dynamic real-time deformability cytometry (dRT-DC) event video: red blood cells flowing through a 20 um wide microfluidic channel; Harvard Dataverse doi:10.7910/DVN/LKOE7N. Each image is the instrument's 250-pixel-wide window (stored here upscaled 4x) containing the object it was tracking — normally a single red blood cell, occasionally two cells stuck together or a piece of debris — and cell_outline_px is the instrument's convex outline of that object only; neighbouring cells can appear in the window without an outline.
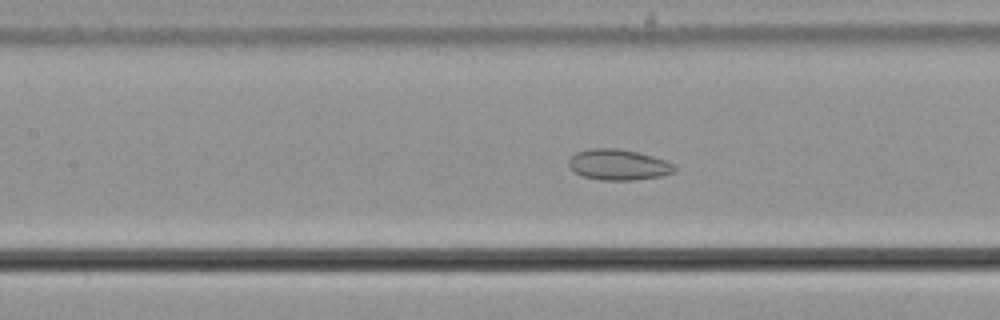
{"species": "common noctule bat (a hibernating species)", "species_latin": "Nyctalus noctula", "temperature_condition": "cold", "stored_images_in_passage": 57, "camera_frame_rate_fps": 3000, "um_per_image_px": 0.085, "animal": {"sex": "male", "body_mass_g": 21.5, "forearm_length_mm": 52.0}, "frame": {"image": 1, "passage_image": 26, "time_ms": 8.333, "image_size_px": [1000, 320], "cell_outline_px": [[676, 172], [660, 176], [632, 180], [600, 180], [584, 176], [572, 172], [568, 168], [568, 160], [576, 152], [588, 148], [616, 148], [636, 152], [652, 156], [664, 160], [672, 164], [676, 168]], "centroid_in_image_um": [52.51, 14.0], "position_along_channel_um": 154.9, "area_um2": 19.02}}
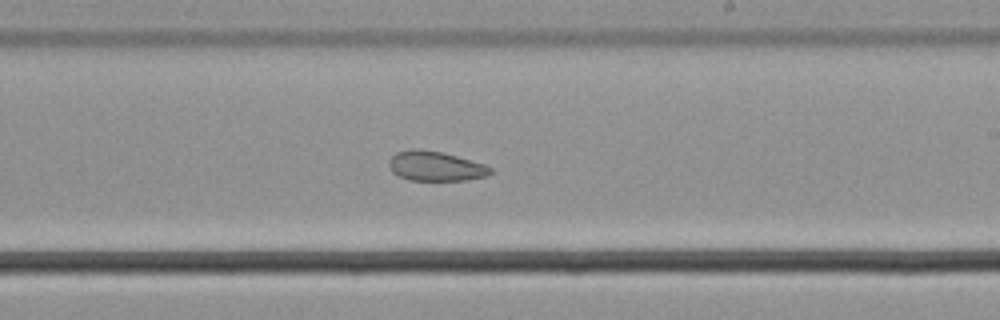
{"frame": {"image": 2, "passage_image": 34, "time_ms": 11.0, "image_size_px": [1000, 320], "cell_outline_px": [[492, 172], [488, 176], [468, 180], [408, 180], [392, 172], [388, 164], [388, 160], [396, 152], [412, 148], [416, 148], [440, 152], [456, 156], [484, 164], [492, 168]], "centroid_in_image_um": [37.0, 14.12], "position_along_channel_um": 252.0, "area_um2": 17.57}}
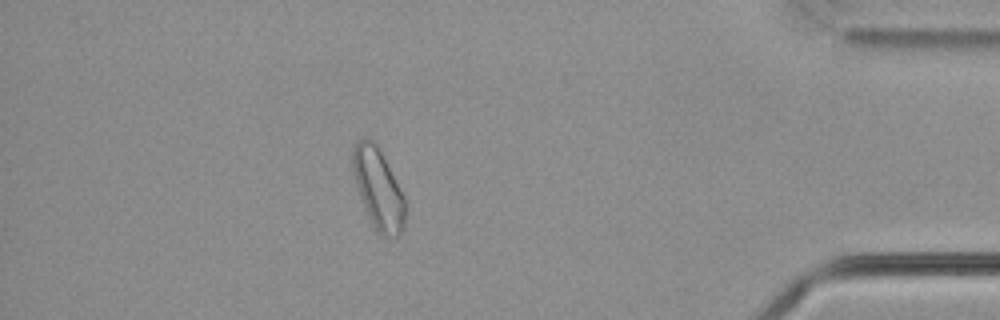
{"frame": {"image": 3, "passage_image": 50, "time_ms": 16.333, "image_size_px": [1000, 320], "cell_outline_px": [[408, 204], [404, 228], [400, 236], [384, 236], [376, 232], [372, 228], [360, 196], [352, 172], [352, 148], [356, 140], [372, 140], [376, 144], [400, 188]], "centroid_in_image_um": [32.17, 16.12], "position_along_channel_um": 403.0, "area_um2": 24.85}, "authors_computed_cell_mechanics": {"area_um2": 23.1778, "velocity_mm_per_s": 3.6541, "shape_relaxation_time_tau1_ms": null, "shape_relaxation_time_tau2_ms": 6.2848, "deformation_change_tau1": null, "deformation_change_tau2": 0.1251}}